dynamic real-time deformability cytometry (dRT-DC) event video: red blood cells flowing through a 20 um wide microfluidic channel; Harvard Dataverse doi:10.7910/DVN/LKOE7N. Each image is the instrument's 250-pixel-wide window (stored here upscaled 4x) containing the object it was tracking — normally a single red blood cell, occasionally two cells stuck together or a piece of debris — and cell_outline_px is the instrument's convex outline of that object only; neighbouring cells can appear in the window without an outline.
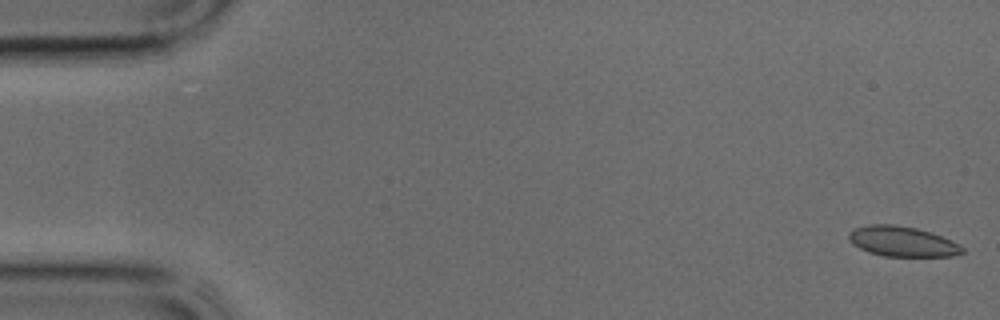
{"species": "common noctule bat (a hibernating species)", "species_latin": "Nyctalus noctula", "temperature_condition": "cold", "stored_images_in_passage": 10, "camera_frame_rate_fps": 3000, "um_per_image_px": 0.085, "animal": {"sex": "male", "body_mass_g": 17.9, "forearm_length_mm": 54.2}, "frame": {"image": 1, "passage_image": 1, "time_ms": 0.0, "image_size_px": [1000, 320], "cell_outline_px": [[964, 252], [952, 256], [884, 256], [868, 252], [852, 244], [848, 240], [848, 232], [856, 228], [868, 224], [896, 224], [916, 228], [932, 232], [952, 240], [960, 244], [964, 248]], "centroid_in_image_um": [76.7, 20.51], "position_along_channel_um": 8.3, "area_um2": 20.17}}
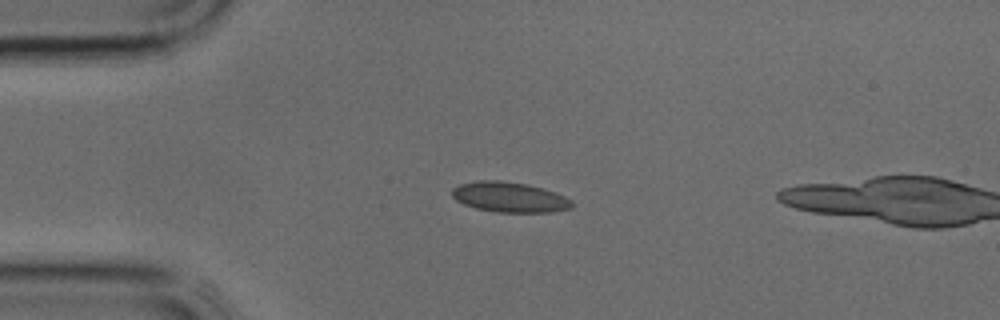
{"frame": {"image": 2, "passage_image": 9, "time_ms": 2.667, "image_size_px": [1000, 320], "cell_outline_px": [[572, 208], [552, 212], [496, 212], [476, 208], [464, 204], [456, 200], [452, 196], [452, 188], [460, 184], [476, 180], [500, 180], [528, 184], [544, 188], [556, 192], [572, 200]], "centroid_in_image_um": [43.31, 16.75], "position_along_channel_um": 41.7, "area_um2": 21.27}}